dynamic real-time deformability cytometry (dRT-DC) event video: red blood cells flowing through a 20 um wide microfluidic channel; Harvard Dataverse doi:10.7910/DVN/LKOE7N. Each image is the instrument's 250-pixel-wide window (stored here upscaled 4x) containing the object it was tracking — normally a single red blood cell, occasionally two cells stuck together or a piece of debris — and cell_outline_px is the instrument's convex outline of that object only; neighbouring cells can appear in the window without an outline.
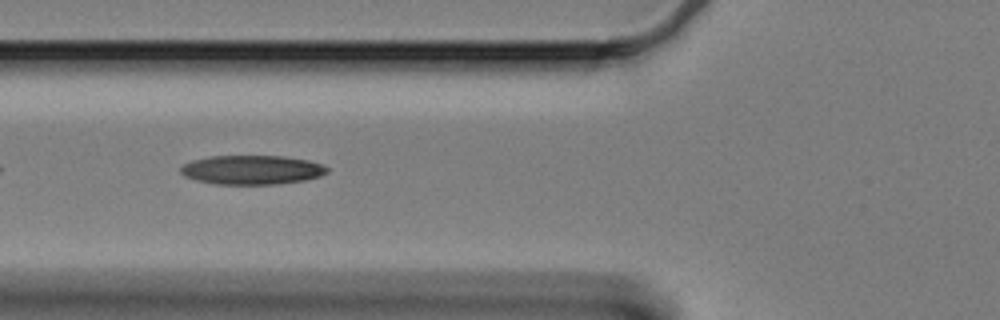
{"species": "Egyptian fruit bat (a non-hibernating species)", "species_latin": "Rousettus aegyptiacus", "temperature_condition": "cold", "stored_images_in_passage": 12, "camera_frame_rate_fps": 3000, "um_per_image_px": 0.085, "animal": {"sex": "female"}, "frame": {"image": 1, "passage_image": 6, "time_ms": 1.667, "image_size_px": [1000, 320], "cell_outline_px": [[328, 172], [320, 176], [304, 180], [280, 184], [216, 184], [196, 180], [184, 176], [180, 172], [180, 168], [184, 164], [192, 160], [212, 156], [284, 156], [308, 160], [324, 164], [328, 168]], "centroid_in_image_um": [21.43, 14.43], "position_along_channel_um": 104.4, "area_um2": 24.97}}
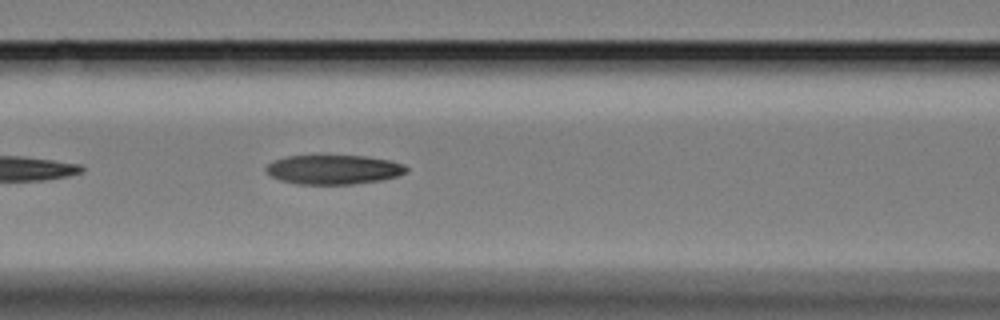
{"frame": {"image": 2, "passage_image": 9, "time_ms": 2.667, "image_size_px": [1000, 320], "cell_outline_px": [[408, 172], [396, 176], [380, 180], [352, 184], [296, 184], [280, 180], [268, 176], [264, 168], [268, 164], [276, 160], [288, 156], [364, 156], [388, 160], [404, 164], [408, 168]], "centroid_in_image_um": [28.33, 14.42], "position_along_channel_um": 138.3, "area_um2": 23.93}}